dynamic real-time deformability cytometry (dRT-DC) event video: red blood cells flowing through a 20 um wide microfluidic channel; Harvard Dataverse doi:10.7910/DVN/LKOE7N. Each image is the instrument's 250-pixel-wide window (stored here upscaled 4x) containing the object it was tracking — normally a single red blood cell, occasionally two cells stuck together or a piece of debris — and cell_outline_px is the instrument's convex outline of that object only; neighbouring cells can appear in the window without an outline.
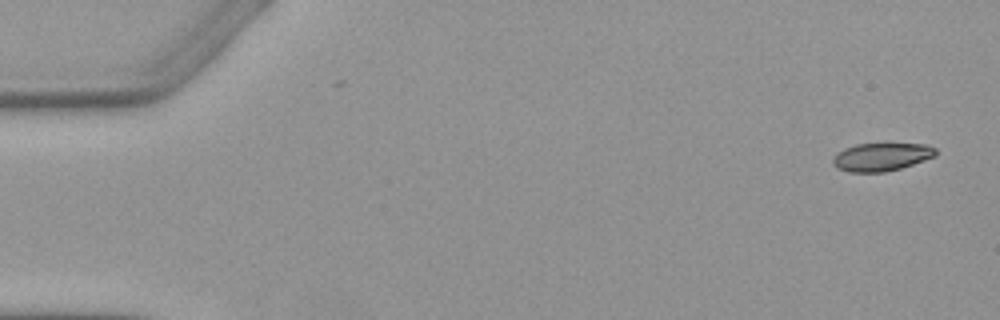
{"species": "Egyptian fruit bat (a non-hibernating species)", "species_latin": "Rousettus aegyptiacus", "temperature_condition": "warm", "stored_images_in_passage": 4, "camera_frame_rate_fps": 3000, "um_per_image_px": 0.085, "animal": {"sex": "female"}, "frame": {"image": 1, "passage_image": 1, "time_ms": 0.0, "image_size_px": [1000, 320], "cell_outline_px": [[936, 156], [900, 168], [884, 172], [848, 172], [836, 168], [832, 164], [832, 160], [836, 152], [844, 148], [856, 144], [924, 144], [936, 148]], "centroid_in_image_um": [74.87, 13.34], "position_along_channel_um": 10.1, "area_um2": 16.82}}
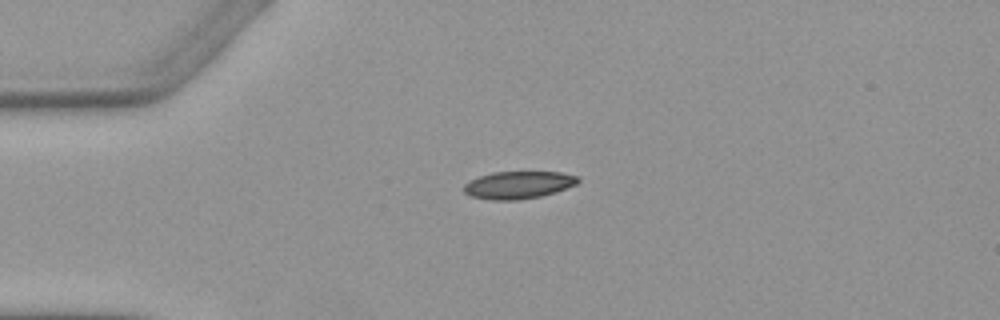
{"frame": {"image": 2, "passage_image": 4, "time_ms": 3.667, "image_size_px": [1000, 320], "cell_outline_px": [[580, 180], [576, 184], [556, 192], [540, 196], [520, 200], [492, 200], [472, 196], [464, 192], [464, 184], [480, 176], [492, 172], [560, 172], [576, 176]], "centroid_in_image_um": [44.07, 15.72], "position_along_channel_um": 40.9, "area_um2": 18.09}}